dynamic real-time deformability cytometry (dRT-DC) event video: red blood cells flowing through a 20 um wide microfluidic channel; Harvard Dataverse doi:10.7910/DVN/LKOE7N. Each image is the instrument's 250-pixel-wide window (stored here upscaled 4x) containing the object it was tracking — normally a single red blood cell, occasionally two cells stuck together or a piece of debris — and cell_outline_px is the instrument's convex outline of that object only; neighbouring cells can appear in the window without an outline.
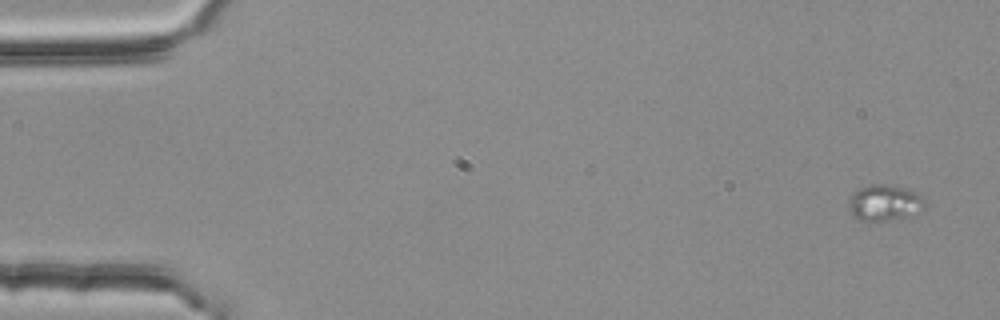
{"species": "common noctule bat (a hibernating species)", "species_latin": "Nyctalus noctula", "temperature_condition": "room temperature", "stored_images_in_passage": 4, "camera_frame_rate_fps": 3000, "um_per_image_px": 0.085, "animal": {"sex": "female", "body_mass_g": 25.1}, "frame": {"image": 1, "passage_image": 1, "time_ms": 0.0, "image_size_px": [1000, 320], "cell_outline_px": [[928, 204], [920, 212], [908, 216], [884, 220], [860, 220], [852, 212], [848, 204], [848, 200], [852, 192], [860, 188], [872, 184], [888, 184], [904, 188], [920, 196]], "centroid_in_image_um": [75.19, 17.22], "position_along_channel_um": 9.8, "area_um2": 15.72}}